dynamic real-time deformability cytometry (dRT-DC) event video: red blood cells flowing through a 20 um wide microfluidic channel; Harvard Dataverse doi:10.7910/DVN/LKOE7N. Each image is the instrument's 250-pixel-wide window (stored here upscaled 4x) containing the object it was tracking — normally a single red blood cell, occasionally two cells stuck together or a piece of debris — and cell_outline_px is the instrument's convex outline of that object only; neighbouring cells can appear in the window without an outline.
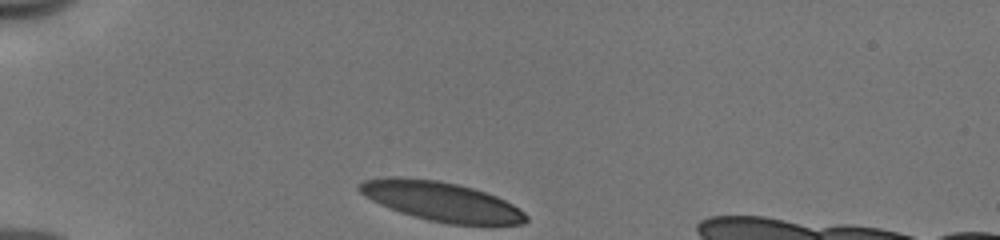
{"species": "human", "species_latin": "Homo sapiens", "temperature_condition": "cold", "stored_images_in_passage": 31, "camera_frame_rate_fps": 3000, "um_per_image_px": 0.085, "donor": {"sex": "male"}, "frame": {"image": 1, "passage_image": 1, "time_ms": 0.0, "image_size_px": [1000, 240], "cell_outline_px": [[528, 220], [524, 224], [448, 224], [428, 220], [400, 212], [380, 204], [364, 196], [356, 188], [356, 184], [364, 180], [388, 176], [400, 176], [440, 180], [472, 188], [496, 196], [520, 208], [528, 216]], "centroid_in_image_um": [37.47, 17.1], "position_along_channel_um": 47.5, "area_um2": 38.26}}
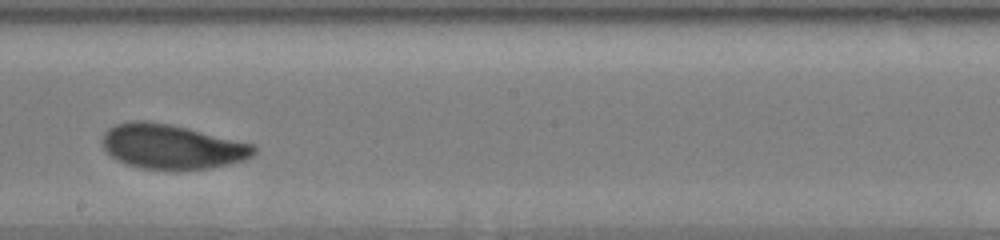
{"frame": {"image": 2, "passage_image": 18, "time_ms": 5.667, "image_size_px": [1000, 240], "cell_outline_px": [[256, 152], [252, 156], [244, 160], [208, 168], [172, 172], [140, 168], [124, 164], [116, 160], [104, 148], [100, 140], [104, 132], [108, 128], [116, 124], [132, 120], [144, 120], [168, 124], [188, 128], [256, 144]], "centroid_in_image_um": [14.59, 12.49], "position_along_channel_um": 233.6, "area_um2": 40.17}}
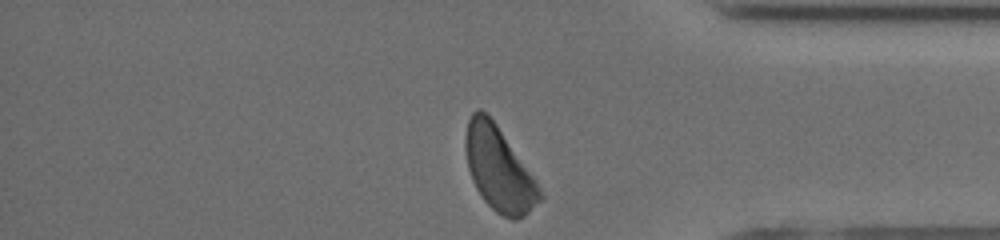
{"frame": {"image": 3, "passage_image": 31, "time_ms": 10.0, "image_size_px": [1000, 240], "cell_outline_px": [[544, 196], [524, 216], [516, 220], [512, 220], [496, 212], [484, 200], [476, 188], [472, 180], [468, 168], [464, 144], [464, 140], [468, 120], [472, 112], [476, 108], [480, 108], [496, 124], [536, 180]], "centroid_in_image_um": [42.39, 14.37], "position_along_channel_um": 392.8, "area_um2": 36.01}, "authors_computed_cell_mechanics": {"area_um2": 39.015, "velocity_mm_per_s": 3.9231, "shape_relaxation_time_tau1_ms": 2.8828, "shape_relaxation_time_tau2_ms": 1.1977, "deformation_change_tau1": 0.1185, "deformation_change_tau2": 0.0696}}